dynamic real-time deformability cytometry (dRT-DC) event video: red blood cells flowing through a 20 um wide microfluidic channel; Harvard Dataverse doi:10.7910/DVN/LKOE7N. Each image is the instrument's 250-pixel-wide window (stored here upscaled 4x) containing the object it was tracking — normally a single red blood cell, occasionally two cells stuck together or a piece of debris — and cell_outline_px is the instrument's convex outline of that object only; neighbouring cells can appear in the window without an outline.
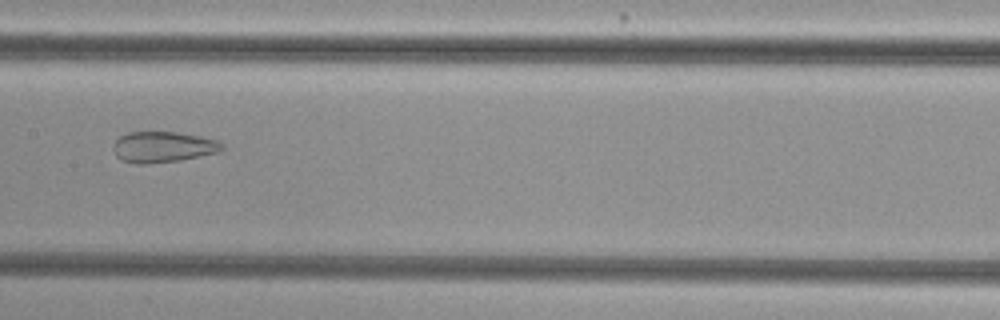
{"species": "common noctule bat (a hibernating species)", "species_latin": "Nyctalus noctula", "temperature_condition": "cold", "stored_images_in_passage": 34, "camera_frame_rate_fps": 3000, "um_per_image_px": 0.085, "animal": {"sex": "female", "body_mass_g": 29.2, "forearm_length_mm": 56.3}, "frame": {"image": 1, "passage_image": 11, "time_ms": 3.333, "image_size_px": [1000, 320], "cell_outline_px": [[224, 148], [220, 152], [180, 160], [144, 164], [136, 164], [124, 160], [116, 156], [112, 148], [112, 144], [120, 136], [128, 132], [176, 132], [200, 136], [220, 140], [224, 144]], "centroid_in_image_um": [13.88, 12.48], "position_along_channel_um": 193.5, "area_um2": 19.71}}
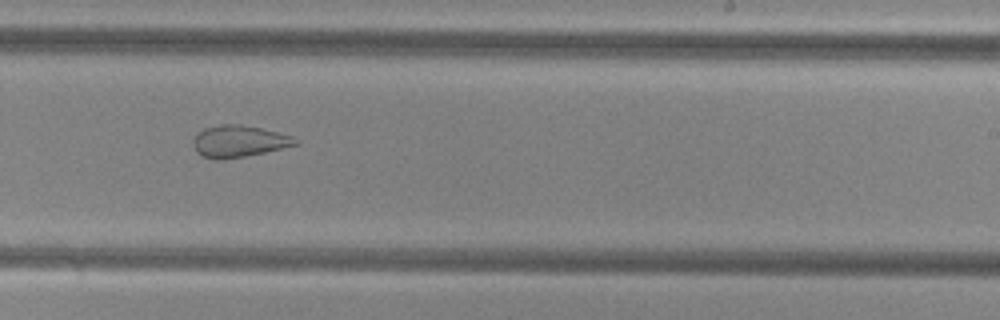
{"frame": {"image": 2, "passage_image": 17, "time_ms": 5.333, "image_size_px": [1000, 320], "cell_outline_px": [[300, 144], [248, 156], [224, 160], [212, 160], [200, 156], [196, 152], [192, 144], [192, 140], [204, 128], [220, 124], [240, 124], [260, 128], [292, 136], [300, 140]], "centroid_in_image_um": [20.29, 12.03], "position_along_channel_um": 268.7, "area_um2": 19.25}}
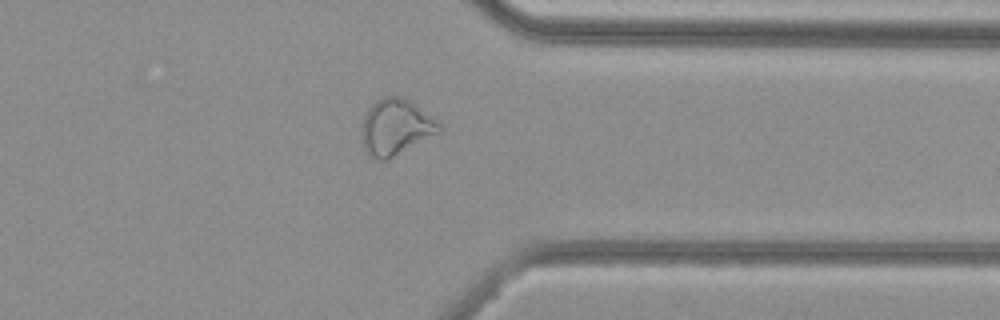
{"frame": {"image": 3, "passage_image": 26, "time_ms": 8.333, "image_size_px": [1000, 320], "cell_outline_px": [[444, 128], [440, 132], [388, 160], [376, 160], [368, 156], [364, 148], [360, 132], [360, 128], [364, 116], [368, 108], [376, 100], [384, 96], [396, 96], [408, 100], [436, 120]], "centroid_in_image_um": [33.59, 10.84], "position_along_channel_um": 377.8, "area_um2": 25.37}}